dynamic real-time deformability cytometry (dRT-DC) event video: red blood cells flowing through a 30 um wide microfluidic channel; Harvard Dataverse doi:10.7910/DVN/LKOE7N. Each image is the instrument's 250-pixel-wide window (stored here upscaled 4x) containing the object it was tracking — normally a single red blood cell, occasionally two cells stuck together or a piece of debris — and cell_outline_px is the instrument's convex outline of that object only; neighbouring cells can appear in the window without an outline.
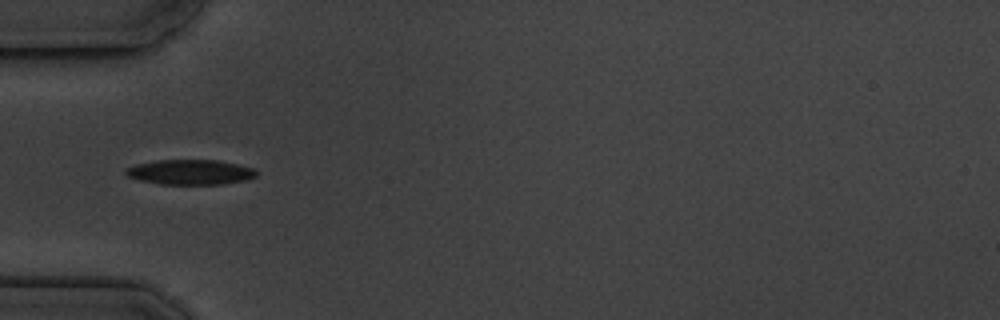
{"species": "common noctule bat (a hibernating species)", "species_latin": "Nyctalus noctula", "temperature_condition": "cold", "stored_images_in_passage": 16, "camera_frame_rate_fps": 3000, "um_per_image_px": 0.085, "animal": {"sex": "male", "body_mass_g": 19.5, "forearm_length_mm": 54.6}, "frame": {"image": 1, "passage_image": 5, "time_ms": 4.667, "image_size_px": [1000, 320], "cell_outline_px": [[256, 176], [248, 180], [224, 184], [160, 184], [140, 180], [128, 176], [124, 172], [124, 168], [136, 164], [156, 160], [216, 160], [236, 164], [252, 168], [256, 172]], "centroid_in_image_um": [16.14, 14.63], "position_along_channel_um": 68.9, "area_um2": 19.02}}
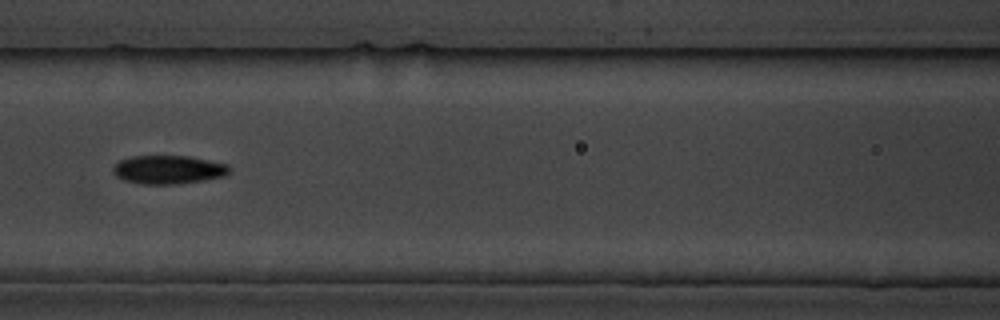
{"frame": {"image": 2, "passage_image": 7, "time_ms": 7.0, "image_size_px": [1000, 320], "cell_outline_px": [[232, 168], [224, 176], [204, 180], [176, 184], [140, 184], [124, 180], [116, 176], [112, 172], [112, 168], [120, 160], [132, 156], [188, 156], [228, 164]], "centroid_in_image_um": [14.3, 14.42], "position_along_channel_um": 152.3, "area_um2": 19.36}}
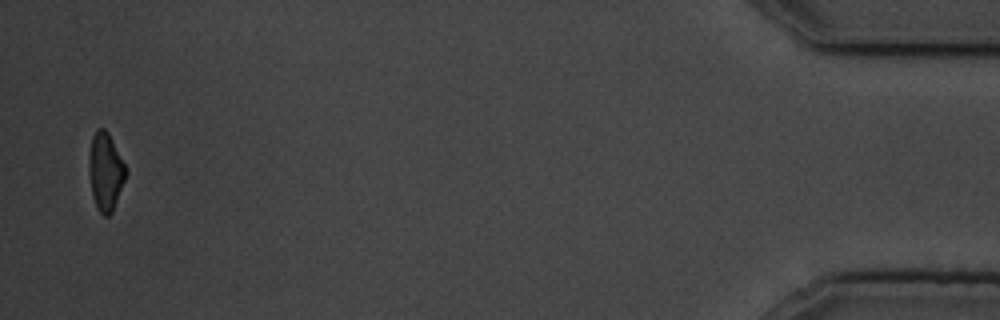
{"frame": {"image": 3, "passage_image": 16, "time_ms": 17.0, "image_size_px": [1000, 320], "cell_outline_px": [[128, 172], [112, 212], [108, 216], [104, 216], [100, 212], [92, 196], [88, 172], [88, 156], [92, 136], [96, 128], [104, 128], [108, 132]], "centroid_in_image_um": [8.94, 14.57], "position_along_channel_um": 426.3, "area_um2": 16.76}, "authors_computed_cell_mechanics": {"area_um2": 18.2648, "velocity_mm_per_s": 3.5841, "shape_relaxation_time_tau1_ms": 3.7394, "shape_relaxation_time_tau2_ms": 4.4685, "deformation_change_tau1": 0.1159, "deformation_change_tau2": 0.0779}}